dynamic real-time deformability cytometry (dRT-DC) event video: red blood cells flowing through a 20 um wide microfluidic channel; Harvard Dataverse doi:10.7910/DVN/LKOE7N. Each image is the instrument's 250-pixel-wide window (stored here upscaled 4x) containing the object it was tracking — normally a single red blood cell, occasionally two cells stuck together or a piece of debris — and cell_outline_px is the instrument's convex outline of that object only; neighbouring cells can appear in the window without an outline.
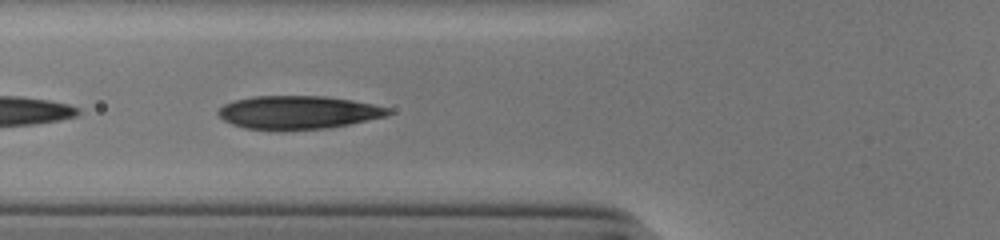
{"species": "human", "species_latin": "Homo sapiens", "temperature_condition": "cold", "stored_images_in_passage": 37, "camera_frame_rate_fps": 3000, "um_per_image_px": 0.085, "donor": {"sex": "male"}, "frame": {"image": 1, "passage_image": 4, "time_ms": 1.0, "image_size_px": [1000, 240], "cell_outline_px": [[392, 112], [388, 116], [328, 128], [244, 128], [232, 124], [224, 120], [216, 112], [224, 104], [236, 100], [252, 96], [324, 96], [352, 100], [372, 104], [388, 108]], "centroid_in_image_um": [25.36, 9.52], "position_along_channel_um": 100.4, "area_um2": 32.19}}
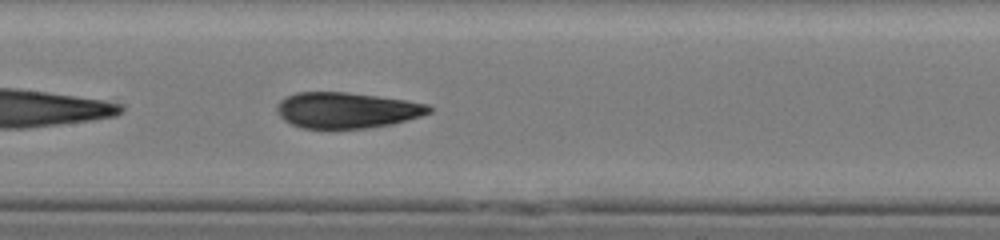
{"frame": {"image": 2, "passage_image": 10, "time_ms": 3.0, "image_size_px": [1000, 240], "cell_outline_px": [[432, 112], [420, 116], [392, 124], [364, 128], [304, 128], [292, 124], [284, 120], [280, 116], [276, 108], [280, 100], [296, 92], [348, 92], [404, 100], [428, 104], [432, 108]], "centroid_in_image_um": [29.47, 9.36], "position_along_channel_um": 177.9, "area_um2": 31.5}}
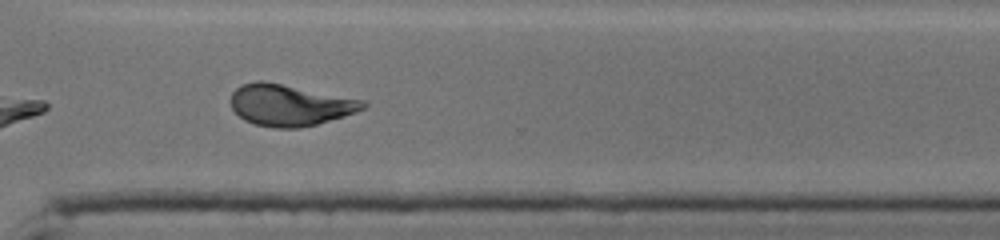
{"frame": {"image": 3, "passage_image": 23, "time_ms": 7.333, "image_size_px": [1000, 240], "cell_outline_px": [[368, 104], [364, 108], [356, 112], [344, 116], [316, 124], [300, 128], [272, 128], [256, 124], [244, 120], [232, 108], [232, 92], [236, 88], [244, 84], [256, 80], [260, 80], [364, 100]], "centroid_in_image_um": [24.63, 8.94], "position_along_channel_um": 346.0, "area_um2": 31.5}, "authors_computed_cell_mechanics": {"area_um2": 32.1946, "velocity_mm_per_s": 3.8764, "shape_relaxation_time_tau1_ms": 5.9624, "shape_relaxation_time_tau2_ms": 1.6566, "deformation_change_tau1": 0.2106, "deformation_change_tau2": 0.0808}}